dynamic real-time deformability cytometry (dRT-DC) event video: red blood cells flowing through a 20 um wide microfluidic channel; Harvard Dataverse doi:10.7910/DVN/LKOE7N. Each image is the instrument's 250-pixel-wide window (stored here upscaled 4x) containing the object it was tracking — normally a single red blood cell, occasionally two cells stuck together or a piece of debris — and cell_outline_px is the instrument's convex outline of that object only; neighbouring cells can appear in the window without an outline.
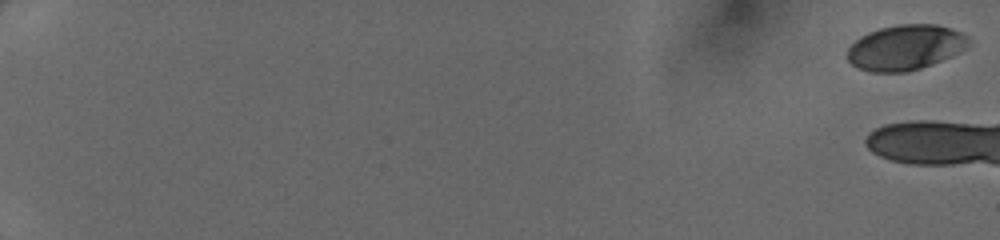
{"species": "human", "species_latin": "Homo sapiens", "temperature_condition": "cold", "stored_images_in_passage": 5, "camera_frame_rate_fps": 3000, "um_per_image_px": 0.085, "donor": {"sex": "female"}, "frame": {"image": 1, "passage_image": 1, "time_ms": 0.0, "image_size_px": [1000, 240], "cell_outline_px": [[968, 44], [960, 52], [952, 56], [920, 68], [904, 72], [872, 72], [860, 68], [852, 64], [848, 60], [848, 48], [860, 36], [868, 32], [880, 28], [896, 24], [936, 24], [952, 28], [968, 36]], "centroid_in_image_um": [76.96, 4.02], "position_along_channel_um": 8.0, "area_um2": 31.79}}